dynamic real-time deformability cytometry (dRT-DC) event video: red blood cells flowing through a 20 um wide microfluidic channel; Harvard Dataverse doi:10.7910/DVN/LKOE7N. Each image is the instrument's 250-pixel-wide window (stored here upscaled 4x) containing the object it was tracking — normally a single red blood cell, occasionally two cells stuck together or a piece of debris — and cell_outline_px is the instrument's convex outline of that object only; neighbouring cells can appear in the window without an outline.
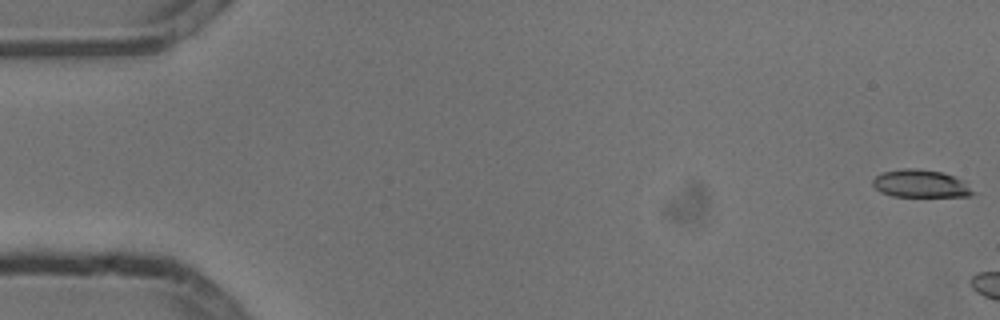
{"species": "common noctule bat (a hibernating species)", "species_latin": "Nyctalus noctula", "temperature_condition": "cold", "stored_images_in_passage": 3, "camera_frame_rate_fps": 3000, "um_per_image_px": 0.085, "animal": {"sex": "male", "body_mass_g": 13.3}, "frame": {"image": 1, "passage_image": 1, "time_ms": 0.0, "image_size_px": [1000, 320], "cell_outline_px": [[976, 192], [972, 196], [892, 196], [880, 192], [872, 184], [872, 180], [876, 176], [884, 172], [900, 168], [916, 168], [944, 172], [964, 180]], "centroid_in_image_um": [78.28, 15.6], "position_along_channel_um": 6.7, "area_um2": 16.36}}